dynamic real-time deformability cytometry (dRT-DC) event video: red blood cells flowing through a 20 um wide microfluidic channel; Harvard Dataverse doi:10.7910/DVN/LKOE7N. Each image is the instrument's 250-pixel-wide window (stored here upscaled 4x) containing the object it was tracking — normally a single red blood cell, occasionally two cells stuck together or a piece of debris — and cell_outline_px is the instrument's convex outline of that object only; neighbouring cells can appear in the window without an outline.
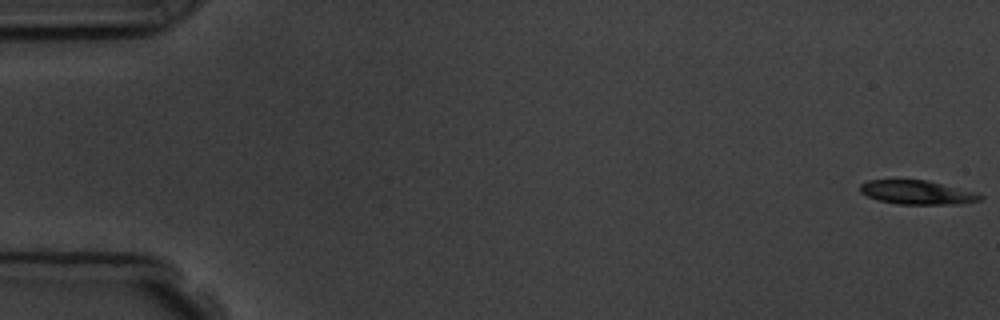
{"species": "common noctule bat (a hibernating species)", "species_latin": "Nyctalus noctula", "temperature_condition": "room temperature", "stored_images_in_passage": 4, "camera_frame_rate_fps": 3000, "um_per_image_px": 0.085, "animal": {"sex": "male", "body_mass_g": 19.5, "forearm_length_mm": 54.6}, "frame": {"image": 1, "passage_image": 1, "time_ms": 0.0, "image_size_px": [1000, 320], "cell_outline_px": [[984, 200], [960, 204], [896, 204], [876, 200], [860, 192], [860, 184], [868, 180], [928, 180], [980, 192], [984, 196]], "centroid_in_image_um": [78.05, 16.36], "position_along_channel_um": 7.0, "area_um2": 17.17}}
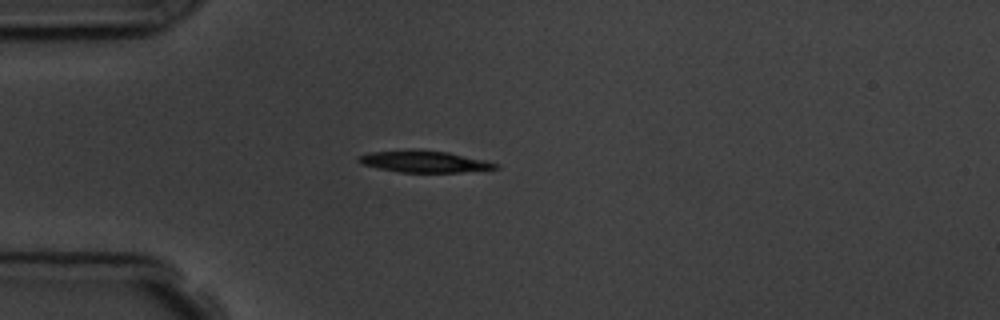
{"frame": {"image": 2, "passage_image": 4, "time_ms": 4.667, "image_size_px": [1000, 320], "cell_outline_px": [[500, 168], [460, 172], [400, 172], [360, 164], [356, 160], [360, 156], [368, 152], [412, 148], [448, 152], [488, 160], [500, 164]], "centroid_in_image_um": [36.07, 13.71], "position_along_channel_um": 48.9, "area_um2": 17.63}}